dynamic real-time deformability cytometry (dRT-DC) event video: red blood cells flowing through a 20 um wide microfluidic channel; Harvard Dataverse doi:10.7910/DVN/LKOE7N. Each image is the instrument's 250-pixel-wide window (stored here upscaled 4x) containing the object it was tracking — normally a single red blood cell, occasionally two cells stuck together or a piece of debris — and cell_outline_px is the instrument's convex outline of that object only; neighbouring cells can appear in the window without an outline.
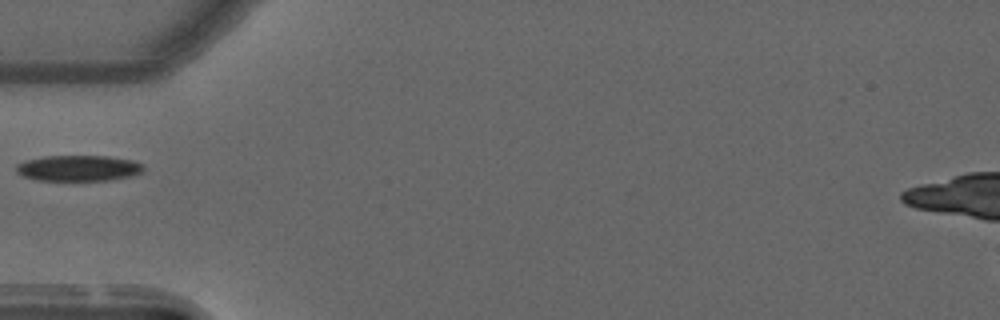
{"species": "common noctule bat (a hibernating species)", "species_latin": "Nyctalus noctula", "temperature_condition": "warm", "stored_images_in_passage": 5, "camera_frame_rate_fps": 3000, "um_per_image_px": 0.085, "animal": {"sex": "male", "forearm_length_mm": 52.5}, "frame": {"image": 1, "passage_image": 1, "time_ms": 0.0, "image_size_px": [1000, 320], "cell_outline_px": [[144, 168], [140, 172], [128, 176], [108, 180], [36, 180], [24, 176], [16, 172], [16, 164], [24, 160], [44, 156], [108, 156], [132, 160], [144, 164]], "centroid_in_image_um": [6.63, 14.28], "position_along_channel_um": 78.4, "area_um2": 19.07}}